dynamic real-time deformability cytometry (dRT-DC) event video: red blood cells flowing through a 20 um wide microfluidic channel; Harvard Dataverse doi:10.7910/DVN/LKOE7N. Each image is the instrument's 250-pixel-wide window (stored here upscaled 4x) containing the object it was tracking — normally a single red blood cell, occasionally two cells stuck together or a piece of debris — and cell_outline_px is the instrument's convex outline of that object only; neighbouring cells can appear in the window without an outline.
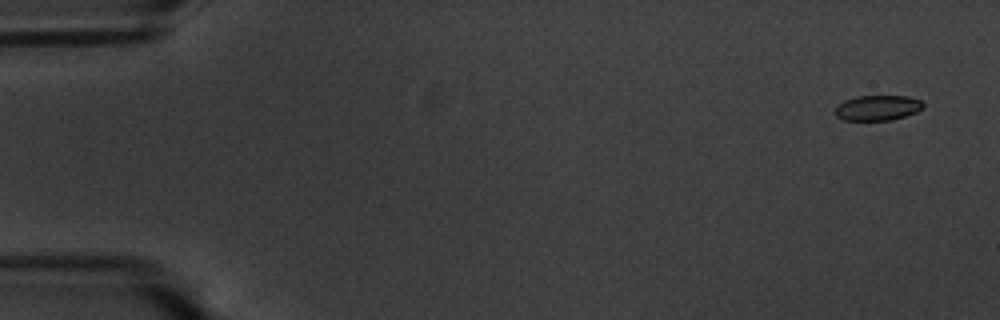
{"species": "common noctule bat (a hibernating species)", "species_latin": "Nyctalus noctula", "temperature_condition": "warm", "stored_images_in_passage": 57, "camera_frame_rate_fps": 3000, "um_per_image_px": 0.085, "animal": {"sex": "male", "body_mass_g": 20.1, "forearm_length_mm": 53.5}, "frame": {"image": 1, "passage_image": 3, "time_ms": 0.667, "image_size_px": [1000, 320], "cell_outline_px": [[924, 108], [916, 112], [892, 120], [844, 120], [836, 116], [836, 104], [844, 100], [856, 96], [908, 96], [920, 100], [924, 104]], "centroid_in_image_um": [74.59, 9.16], "position_along_channel_um": 10.4, "area_um2": 13.01}}
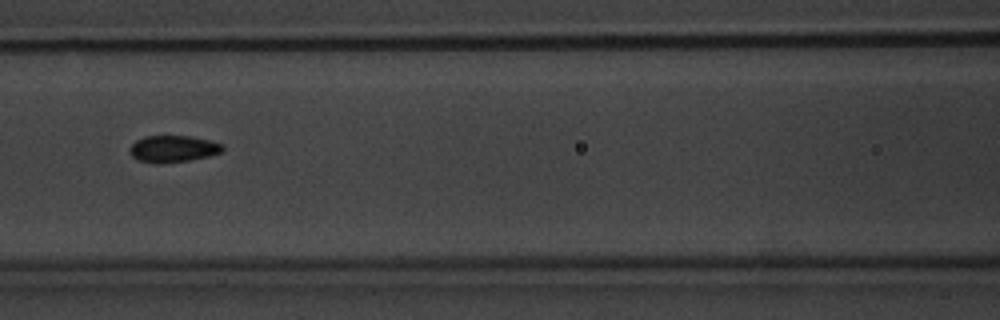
{"frame": {"image": 2, "passage_image": 26, "time_ms": 8.333, "image_size_px": [1000, 320], "cell_outline_px": [[224, 148], [220, 152], [208, 156], [188, 160], [160, 164], [152, 164], [136, 160], [128, 152], [128, 148], [136, 140], [144, 136], [188, 136], [208, 140], [224, 144]], "centroid_in_image_um": [14.64, 12.66], "position_along_channel_um": 152.0, "area_um2": 14.62}}
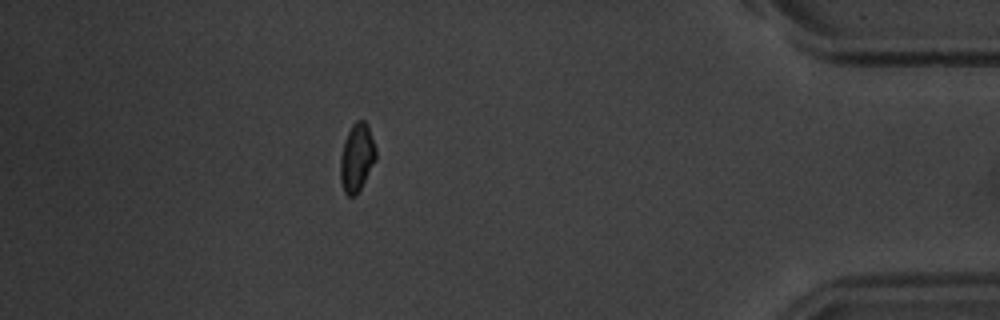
{"frame": {"image": 3, "passage_image": 51, "time_ms": 16.667, "image_size_px": [1000, 320], "cell_outline_px": [[376, 160], [356, 196], [348, 196], [344, 192], [340, 180], [340, 156], [344, 140], [352, 124], [356, 120], [364, 120], [368, 124], [376, 148]], "centroid_in_image_um": [30.33, 13.38], "position_along_channel_um": 404.9, "area_um2": 14.28}, "authors_computed_cell_mechanics": {"area_um2": 14.1032, "velocity_mm_per_s": 3.5665, "shape_relaxation_time_tau1_ms": 2.8116, "shape_relaxation_time_tau2_ms": 1.5076, "deformation_change_tau1": 0.0876, "deformation_change_tau2": 0.0387}}